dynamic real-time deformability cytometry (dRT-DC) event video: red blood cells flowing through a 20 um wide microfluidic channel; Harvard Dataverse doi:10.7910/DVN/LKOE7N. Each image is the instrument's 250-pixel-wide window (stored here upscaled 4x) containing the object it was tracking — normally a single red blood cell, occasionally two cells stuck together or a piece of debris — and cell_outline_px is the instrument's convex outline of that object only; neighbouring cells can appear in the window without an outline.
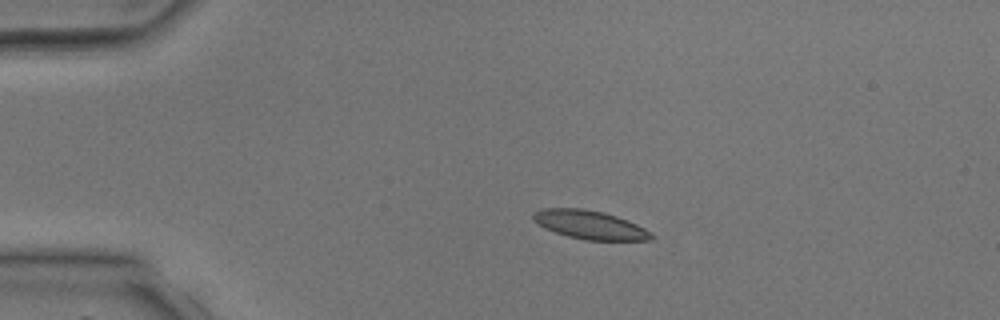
{"species": "common noctule bat (a hibernating species)", "species_latin": "Nyctalus noctula", "temperature_condition": "room temperature", "stored_images_in_passage": 5, "camera_frame_rate_fps": 3000, "um_per_image_px": 0.085, "animal": {"sex": "male", "body_mass_g": 17.9, "forearm_length_mm": 54.2}, "frame": {"image": 1, "passage_image": 2, "time_ms": 1.333, "image_size_px": [1000, 320], "cell_outline_px": [[652, 240], [584, 240], [568, 236], [544, 228], [532, 220], [532, 216], [536, 212], [544, 208], [584, 208], [604, 212], [628, 220], [652, 232]], "centroid_in_image_um": [50.14, 19.1], "position_along_channel_um": 34.9, "area_um2": 19.65}}